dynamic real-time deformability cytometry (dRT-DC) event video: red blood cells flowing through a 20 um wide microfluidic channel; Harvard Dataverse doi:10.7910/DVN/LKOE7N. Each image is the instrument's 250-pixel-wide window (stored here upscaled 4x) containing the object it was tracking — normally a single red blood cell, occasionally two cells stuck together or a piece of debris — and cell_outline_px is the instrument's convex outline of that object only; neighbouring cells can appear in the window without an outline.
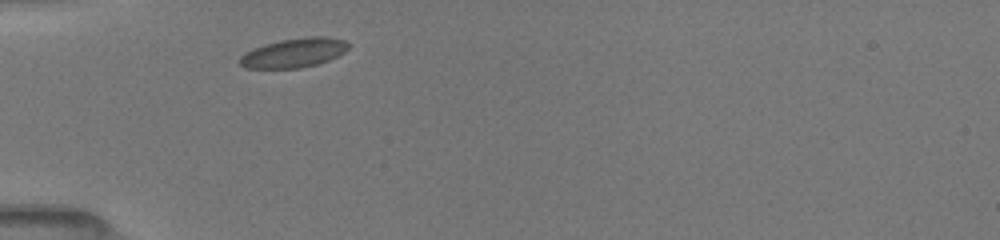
{"species": "common noctule bat (a hibernating species)", "species_latin": "Nyctalus noctula", "temperature_condition": "room temperature", "stored_images_in_passage": 15, "camera_frame_rate_fps": 3000, "um_per_image_px": 0.085, "animal": {"sex": "female", "body_mass_g": 19.5, "forearm_length_mm": 54.1}, "frame": {"image": 1, "passage_image": 1, "time_ms": 0.0, "image_size_px": [1000, 240], "cell_outline_px": [[348, 48], [344, 52], [328, 60], [316, 64], [300, 68], [244, 68], [240, 64], [240, 56], [244, 52], [264, 44], [280, 40], [308, 36], [324, 36], [344, 40], [348, 44]], "centroid_in_image_um": [24.95, 4.48], "position_along_channel_um": 60.0, "area_um2": 18.44}}
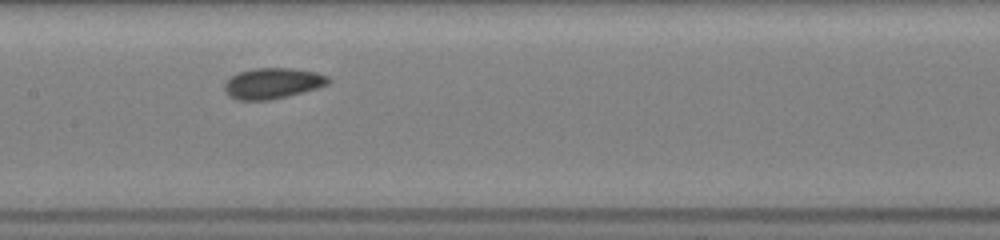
{"frame": {"image": 2, "passage_image": 5, "time_ms": 3.333, "image_size_px": [1000, 240], "cell_outline_px": [[332, 80], [328, 84], [304, 92], [288, 96], [268, 100], [236, 100], [228, 96], [224, 92], [224, 84], [232, 76], [240, 72], [252, 68], [296, 68], [316, 72], [328, 76]], "centroid_in_image_um": [23.18, 7.08], "position_along_channel_um": 184.2, "area_um2": 18.79}}
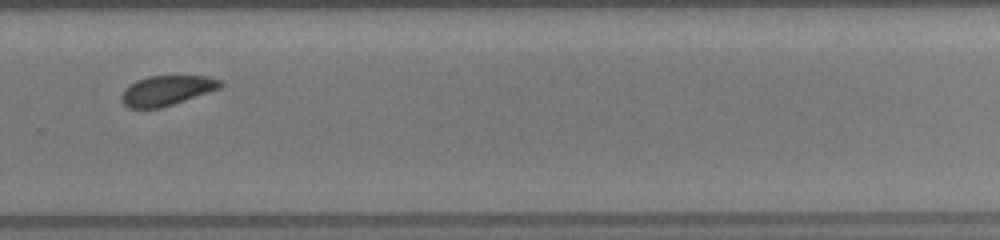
{"frame": {"image": 3, "passage_image": 13, "time_ms": 6.667, "image_size_px": [1000, 240], "cell_outline_px": [[224, 84], [220, 88], [160, 108], [128, 108], [124, 104], [120, 96], [124, 88], [136, 80], [148, 76], [208, 76], [220, 80]], "centroid_in_image_um": [14.14, 7.68], "position_along_channel_um": 315.7, "area_um2": 17.11}}